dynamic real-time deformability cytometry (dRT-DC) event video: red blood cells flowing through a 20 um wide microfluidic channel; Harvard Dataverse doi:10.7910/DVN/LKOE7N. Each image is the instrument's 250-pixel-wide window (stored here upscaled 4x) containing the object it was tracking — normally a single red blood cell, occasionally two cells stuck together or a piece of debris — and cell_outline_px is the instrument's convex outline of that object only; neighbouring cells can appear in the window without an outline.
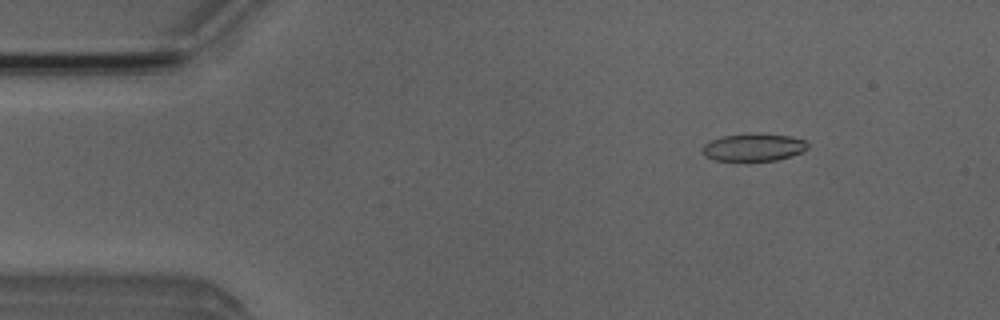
{"species": "Egyptian fruit bat (a non-hibernating species)", "species_latin": "Rousettus aegyptiacus", "temperature_condition": "room temperature", "stored_images_in_passage": 4, "camera_frame_rate_fps": 3000, "um_per_image_px": 0.085, "animal": {"sex": "male"}, "frame": {"image": 1, "passage_image": 2, "time_ms": 1.0, "image_size_px": [1000, 320], "cell_outline_px": [[808, 148], [804, 152], [792, 156], [776, 160], [716, 160], [704, 156], [700, 148], [704, 144], [712, 140], [724, 136], [752, 132], [760, 132], [788, 136], [804, 140], [808, 144]], "centroid_in_image_um": [64.06, 12.5], "position_along_channel_um": 20.9, "area_um2": 17.11}}